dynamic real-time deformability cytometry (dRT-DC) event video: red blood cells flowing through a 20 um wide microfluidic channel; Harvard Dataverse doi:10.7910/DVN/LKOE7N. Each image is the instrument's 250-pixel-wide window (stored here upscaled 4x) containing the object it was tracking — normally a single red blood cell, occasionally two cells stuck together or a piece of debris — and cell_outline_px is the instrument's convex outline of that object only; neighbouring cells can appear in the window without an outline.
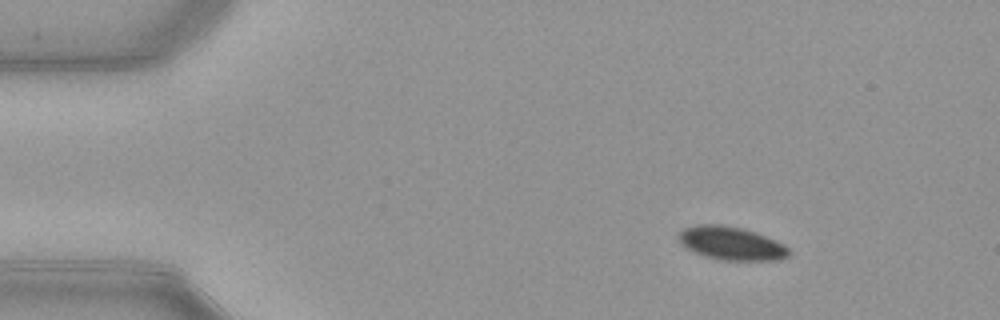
{"species": "common noctule bat (a hibernating species)", "species_latin": "Nyctalus noctula", "temperature_condition": "warm", "stored_images_in_passage": 46, "camera_frame_rate_fps": 3000, "um_per_image_px": 0.085, "animal": {"sex": "female", "body_mass_g": 21.9}, "frame": {"image": 1, "passage_image": 1, "time_ms": 0.0, "image_size_px": [1000, 320], "cell_outline_px": [[788, 256], [780, 260], [720, 260], [704, 256], [692, 252], [680, 244], [676, 236], [684, 228], [696, 224], [724, 224], [744, 228], [756, 232], [776, 240], [784, 244], [788, 248]], "centroid_in_image_um": [62.11, 20.67], "position_along_channel_um": 22.9, "area_um2": 21.79}}
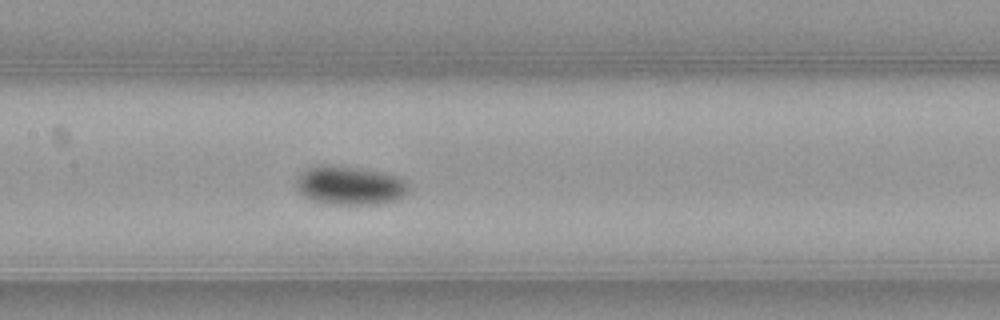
{"frame": {"image": 2, "passage_image": 19, "time_ms": 6.0, "image_size_px": [1000, 320], "cell_outline_px": [[412, 188], [404, 196], [396, 200], [380, 204], [332, 204], [312, 200], [304, 196], [296, 188], [296, 180], [308, 168], [320, 164], [328, 164], [356, 168], [380, 172], [396, 176], [404, 180]], "centroid_in_image_um": [29.76, 15.77], "position_along_channel_um": 177.6, "area_um2": 25.32}}
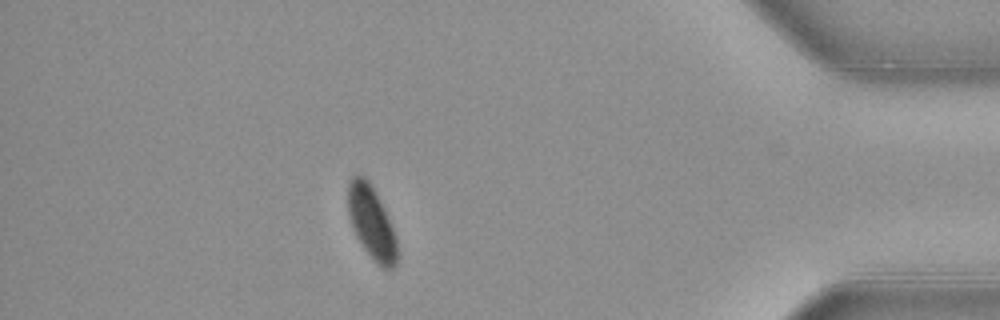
{"frame": {"image": 3, "passage_image": 40, "time_ms": 13.0, "image_size_px": [1000, 320], "cell_outline_px": [[396, 264], [392, 268], [384, 268], [376, 264], [364, 248], [356, 236], [352, 228], [348, 216], [348, 184], [352, 176], [356, 172], [364, 176], [372, 184], [388, 216], [396, 236]], "centroid_in_image_um": [31.55, 18.87], "position_along_channel_um": 403.6, "area_um2": 20.98}, "authors_computed_cell_mechanics": {"area_um2": 22.8888, "velocity_mm_per_s": 3.906, "shape_relaxation_time_tau1_ms": 1.5284, "shape_relaxation_time_tau2_ms": null, "deformation_change_tau1": 0.0555, "deformation_change_tau2": null}}